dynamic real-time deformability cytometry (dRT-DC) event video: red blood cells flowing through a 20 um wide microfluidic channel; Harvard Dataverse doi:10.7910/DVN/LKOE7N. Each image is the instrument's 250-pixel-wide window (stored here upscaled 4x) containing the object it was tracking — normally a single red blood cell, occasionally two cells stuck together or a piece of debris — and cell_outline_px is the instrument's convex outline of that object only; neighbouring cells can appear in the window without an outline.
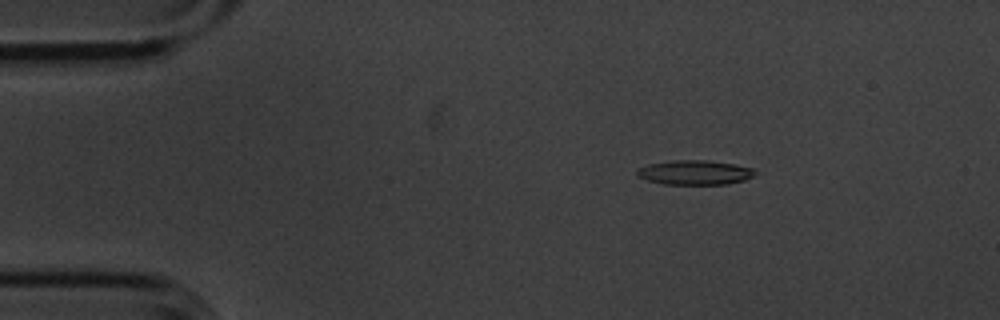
{"species": "common noctule bat (a hibernating species)", "species_latin": "Nyctalus noctula", "temperature_condition": "cold", "stored_images_in_passage": 4, "camera_frame_rate_fps": 3000, "um_per_image_px": 0.085, "animal": {"sex": "male", "body_mass_g": 20.1, "forearm_length_mm": 53.5}, "frame": {"image": 1, "passage_image": 2, "time_ms": 0.333, "image_size_px": [1000, 320], "cell_outline_px": [[760, 172], [744, 180], [728, 184], [664, 184], [648, 180], [636, 176], [636, 168], [648, 164], [676, 160], [708, 160], [736, 164], [752, 168]], "centroid_in_image_um": [59.07, 14.65], "position_along_channel_um": 25.9, "area_um2": 16.99}}